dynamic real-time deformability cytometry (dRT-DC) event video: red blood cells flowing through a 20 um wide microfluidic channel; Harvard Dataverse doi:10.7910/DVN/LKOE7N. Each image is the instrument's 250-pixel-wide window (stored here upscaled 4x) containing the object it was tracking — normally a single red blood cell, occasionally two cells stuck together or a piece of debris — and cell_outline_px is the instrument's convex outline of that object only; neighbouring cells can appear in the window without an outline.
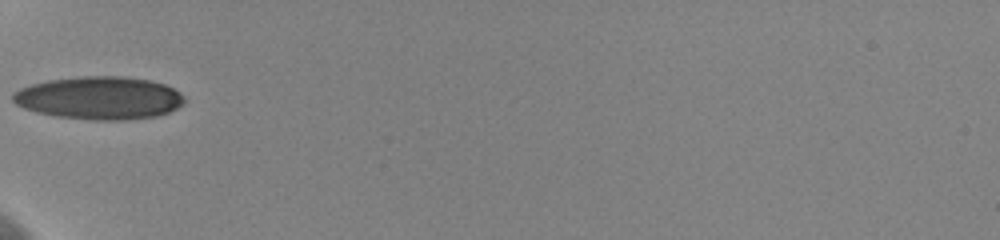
{"species": "human", "species_latin": "Homo sapiens", "temperature_condition": "cold", "stored_images_in_passage": 36, "camera_frame_rate_fps": 3000, "um_per_image_px": 0.085, "donor": {"sex": "female"}, "frame": {"image": 1, "passage_image": 1, "time_ms": 0.0, "image_size_px": [1000, 240], "cell_outline_px": [[184, 100], [176, 108], [168, 112], [156, 116], [120, 120], [96, 120], [56, 116], [36, 112], [24, 108], [16, 104], [12, 100], [12, 92], [20, 88], [32, 84], [48, 80], [84, 76], [124, 76], [148, 80], [164, 84], [180, 92], [184, 96]], "centroid_in_image_um": [8.41, 8.32], "position_along_channel_um": 76.6, "area_um2": 42.66}}
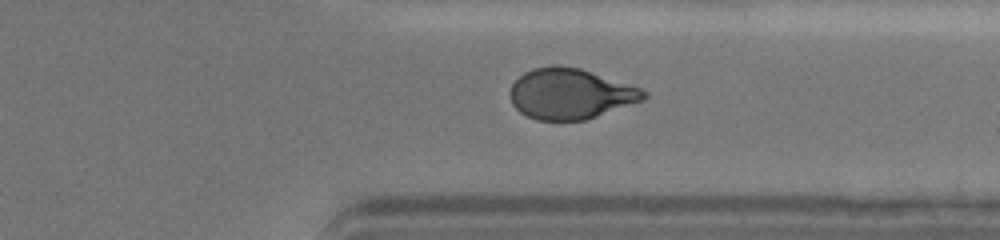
{"frame": {"image": 2, "passage_image": 25, "time_ms": 8.0, "image_size_px": [1000, 240], "cell_outline_px": [[648, 96], [644, 100], [584, 120], [536, 120], [520, 112], [512, 104], [508, 92], [512, 84], [524, 72], [532, 68], [580, 68], [640, 88], [648, 92]], "centroid_in_image_um": [48.47, 8.0], "position_along_channel_um": 362.9, "area_um2": 38.67}}
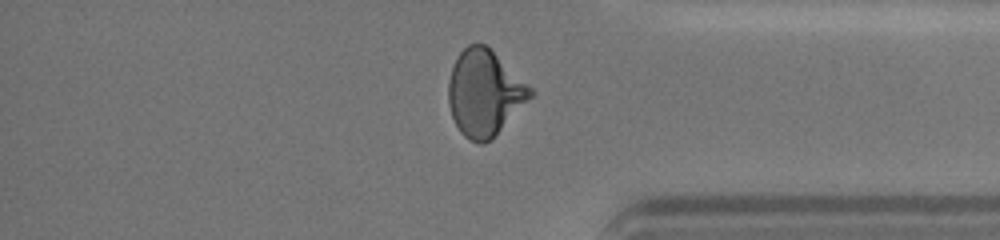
{"frame": {"image": 3, "passage_image": 28, "time_ms": 9.0, "image_size_px": [1000, 240], "cell_outline_px": [[536, 92], [492, 140], [484, 144], [480, 144], [468, 140], [460, 132], [452, 116], [448, 104], [448, 80], [452, 68], [460, 52], [468, 44], [484, 44], [532, 88]], "centroid_in_image_um": [41.17, 7.95], "position_along_channel_um": 394.0, "area_um2": 40.81}, "authors_computed_cell_mechanics": {"area_um2": 40.2866, "velocity_mm_per_s": 3.5993, "shape_relaxation_time_tau1_ms": 3.662, "shape_relaxation_time_tau2_ms": 1.2425, "deformation_change_tau1": 0.1452, "deformation_change_tau2": 0.053}}